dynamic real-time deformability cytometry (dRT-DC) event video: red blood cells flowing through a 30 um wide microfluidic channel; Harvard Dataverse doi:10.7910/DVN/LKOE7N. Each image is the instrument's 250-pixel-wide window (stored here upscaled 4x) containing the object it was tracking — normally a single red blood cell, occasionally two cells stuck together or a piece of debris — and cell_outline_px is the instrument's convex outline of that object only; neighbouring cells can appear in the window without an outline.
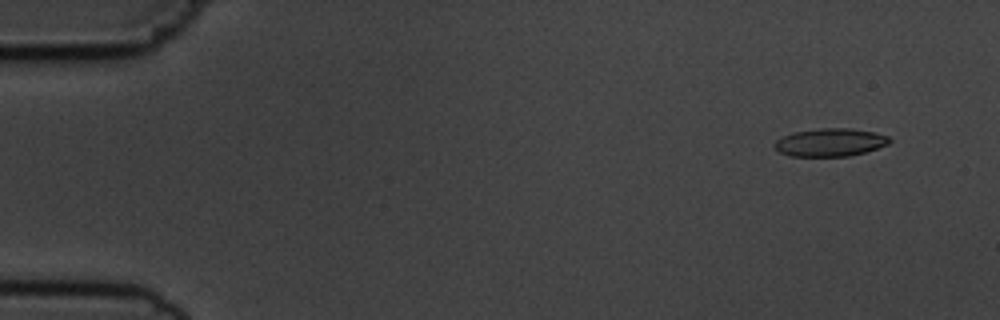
{"species": "common noctule bat (a hibernating species)", "species_latin": "Nyctalus noctula", "temperature_condition": "cold", "stored_images_in_passage": 7, "camera_frame_rate_fps": 3000, "um_per_image_px": 0.085, "animal": {"sex": "male", "body_mass_g": 19.5, "forearm_length_mm": 54.6}, "frame": {"image": 1, "passage_image": 1, "time_ms": 0.0, "image_size_px": [1000, 320], "cell_outline_px": [[892, 140], [888, 144], [864, 152], [848, 156], [792, 156], [780, 152], [772, 144], [776, 140], [792, 132], [820, 128], [848, 128], [876, 132], [888, 136]], "centroid_in_image_um": [70.56, 12.09], "position_along_channel_um": 14.4, "area_um2": 18.67}}
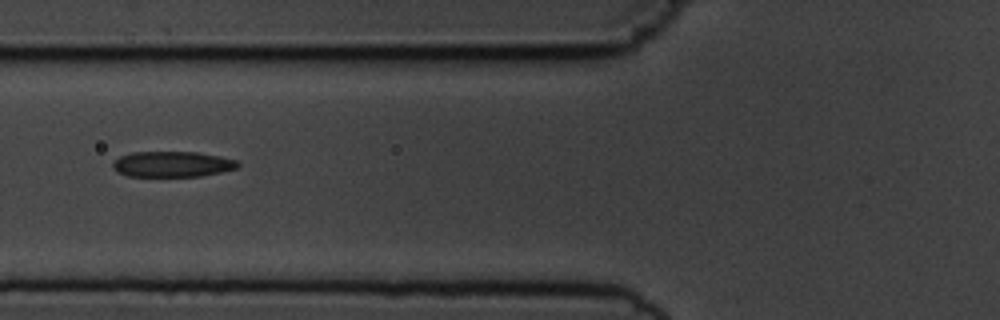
{"frame": {"image": 2, "passage_image": 6, "time_ms": 5.667, "image_size_px": [1000, 320], "cell_outline_px": [[240, 164], [236, 168], [220, 172], [200, 176], [128, 176], [116, 172], [112, 168], [112, 164], [120, 156], [132, 152], [196, 152], [236, 160]], "centroid_in_image_um": [14.59, 13.96], "position_along_channel_um": 111.2, "area_um2": 18.5}}
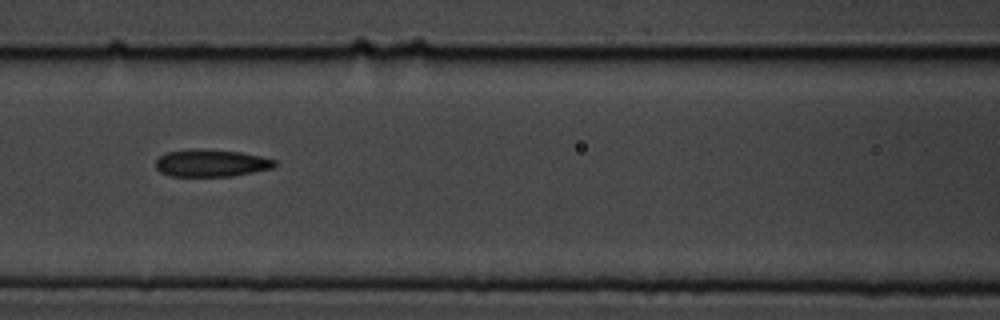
{"frame": {"image": 3, "passage_image": 7, "time_ms": 6.667, "image_size_px": [1000, 320], "cell_outline_px": [[276, 164], [272, 168], [232, 176], [172, 176], [160, 172], [156, 168], [156, 160], [160, 156], [168, 152], [192, 148], [200, 148], [240, 152], [260, 156], [276, 160]], "centroid_in_image_um": [17.93, 13.85], "position_along_channel_um": 148.7, "area_um2": 18.9}}